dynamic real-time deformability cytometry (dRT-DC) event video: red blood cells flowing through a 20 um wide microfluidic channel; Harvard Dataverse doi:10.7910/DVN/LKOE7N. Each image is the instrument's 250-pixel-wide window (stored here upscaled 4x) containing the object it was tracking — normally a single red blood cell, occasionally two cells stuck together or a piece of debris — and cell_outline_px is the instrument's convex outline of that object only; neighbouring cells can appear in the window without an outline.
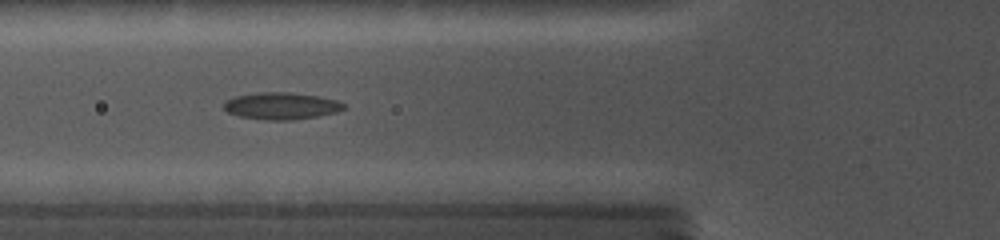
{"species": "common noctule bat (a hibernating species)", "species_latin": "Nyctalus noctula", "temperature_condition": "cold", "stored_images_in_passage": 8, "camera_frame_rate_fps": 5000, "um_per_image_px": 0.085, "animal": {"sex": "female", "body_mass_g": 19.0, "forearm_length_mm": 56.7}, "frame": {"image": 1, "passage_image": 7, "time_ms": 5.2, "image_size_px": [1000, 240], "cell_outline_px": [[344, 108], [336, 112], [320, 116], [292, 120], [264, 120], [240, 116], [228, 112], [224, 108], [224, 104], [228, 100], [236, 96], [260, 92], [288, 92], [316, 96], [336, 100], [344, 104]], "centroid_in_image_um": [23.92, 9.01], "position_along_channel_um": 101.9, "area_um2": 18.61}}